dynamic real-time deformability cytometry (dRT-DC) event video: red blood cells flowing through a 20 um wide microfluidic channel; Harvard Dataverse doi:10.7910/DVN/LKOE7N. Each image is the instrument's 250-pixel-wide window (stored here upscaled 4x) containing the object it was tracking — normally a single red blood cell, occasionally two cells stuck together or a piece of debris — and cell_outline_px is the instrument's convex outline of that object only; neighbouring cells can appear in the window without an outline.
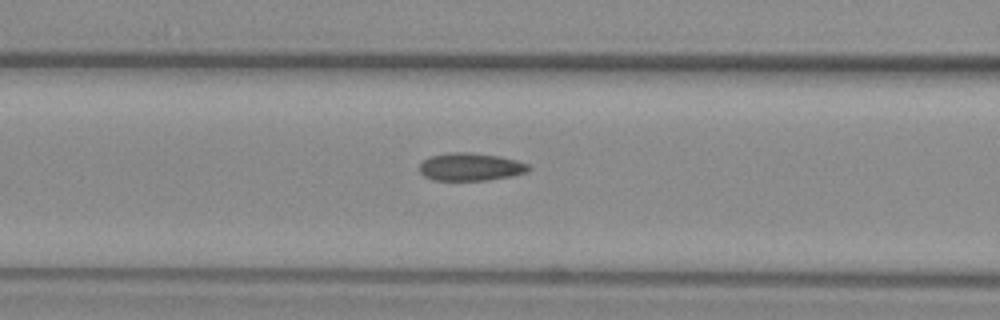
{"species": "common noctule bat (a hibernating species)", "species_latin": "Nyctalus noctula", "temperature_condition": "warm", "stored_images_in_passage": 28, "camera_frame_rate_fps": 3000, "um_per_image_px": 0.085, "animal": {"sex": "female", "body_mass_g": 29.2, "forearm_length_mm": 56.3}, "frame": {"image": 1, "passage_image": 7, "time_ms": 2.0, "image_size_px": [1000, 320], "cell_outline_px": [[532, 168], [528, 172], [512, 176], [488, 180], [432, 180], [424, 176], [420, 172], [420, 164], [428, 156], [448, 152], [472, 152], [500, 156], [516, 160], [528, 164]], "centroid_in_image_um": [40.0, 14.17], "position_along_channel_um": 126.6, "area_um2": 17.92}}
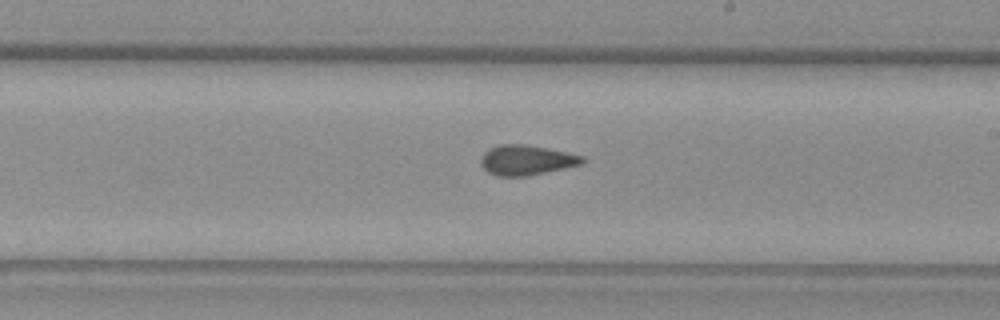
{"frame": {"image": 2, "passage_image": 16, "time_ms": 5.0, "image_size_px": [1000, 320], "cell_outline_px": [[584, 160], [580, 164], [564, 168], [528, 176], [496, 176], [488, 172], [480, 164], [480, 156], [488, 148], [500, 144], [524, 144], [568, 152], [584, 156]], "centroid_in_image_um": [44.7, 13.6], "position_along_channel_um": 244.3, "area_um2": 17.8}}
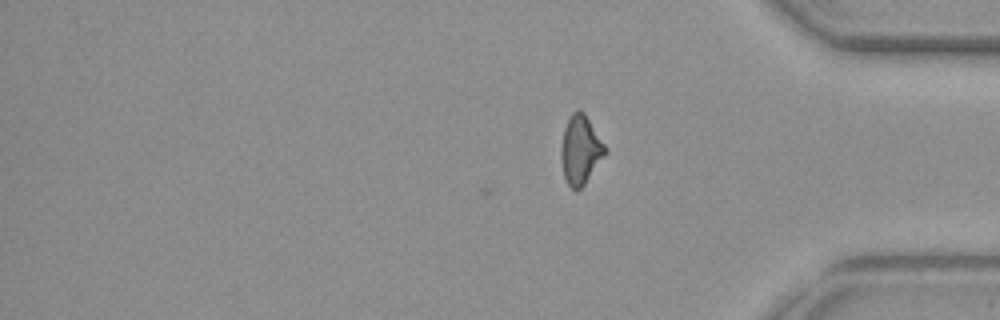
{"frame": {"image": 3, "passage_image": 28, "time_ms": 9.0, "image_size_px": [1000, 320], "cell_outline_px": [[608, 152], [584, 184], [580, 188], [572, 188], [568, 184], [564, 176], [560, 160], [560, 148], [564, 128], [568, 116], [576, 108], [584, 112], [608, 148]], "centroid_in_image_um": [49.34, 12.69], "position_along_channel_um": 385.9, "area_um2": 17.92}, "authors_computed_cell_mechanics": {"area_um2": 17.7157, "velocity_mm_per_s": 3.9375, "shape_relaxation_time_tau1_ms": null, "shape_relaxation_time_tau2_ms": 2.3684, "deformation_change_tau1": null, "deformation_change_tau2": 0.0951}}